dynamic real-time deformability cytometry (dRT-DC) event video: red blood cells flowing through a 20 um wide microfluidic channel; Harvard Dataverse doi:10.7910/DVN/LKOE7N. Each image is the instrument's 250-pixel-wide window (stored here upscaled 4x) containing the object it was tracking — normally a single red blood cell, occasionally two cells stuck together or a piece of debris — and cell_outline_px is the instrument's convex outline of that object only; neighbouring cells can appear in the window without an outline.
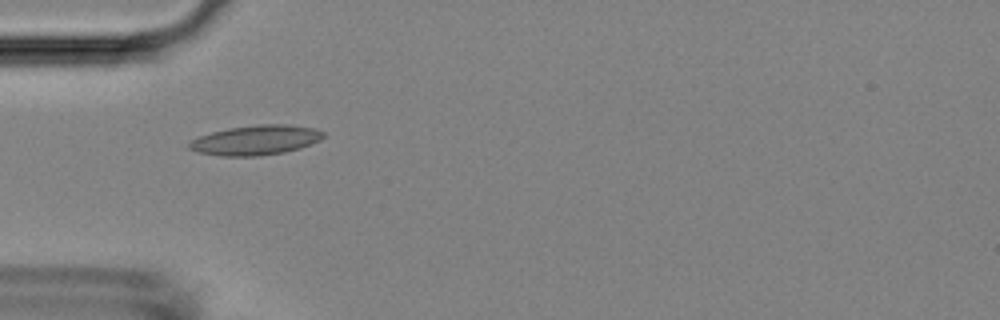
{"species": "Egyptian fruit bat (a non-hibernating species)", "species_latin": "Rousettus aegyptiacus", "temperature_condition": "room temperature", "stored_images_in_passage": 37, "camera_frame_rate_fps": 3000, "um_per_image_px": 0.085, "animal": {"sex": "female"}, "frame": {"image": 1, "passage_image": 1, "time_ms": 0.0, "image_size_px": [1000, 320], "cell_outline_px": [[324, 136], [320, 140], [300, 148], [284, 152], [260, 156], [220, 156], [196, 152], [188, 148], [188, 140], [212, 132], [228, 128], [260, 124], [288, 124], [316, 128], [324, 132]], "centroid_in_image_um": [21.72, 11.91], "position_along_channel_um": 63.3, "area_um2": 23.47}}
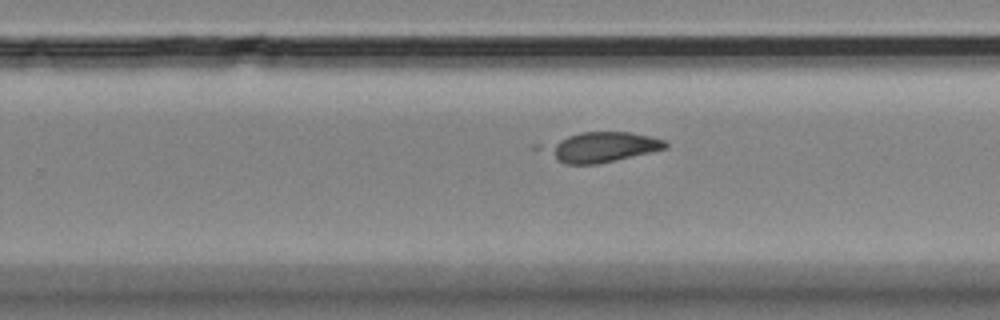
{"frame": {"image": 2, "passage_image": 18, "time_ms": 5.667, "image_size_px": [1000, 320], "cell_outline_px": [[668, 148], [616, 160], [596, 164], [564, 164], [556, 160], [548, 148], [552, 144], [568, 136], [580, 132], [628, 132], [648, 136], [664, 140], [668, 144]], "centroid_in_image_um": [51.28, 12.51], "position_along_channel_um": 278.5, "area_um2": 20.23}}
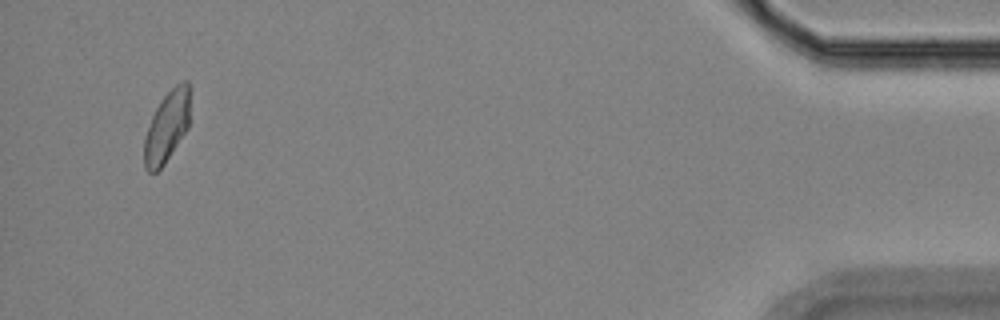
{"frame": {"image": 3, "passage_image": 35, "time_ms": 11.333, "image_size_px": [1000, 320], "cell_outline_px": [[188, 128], [164, 164], [156, 172], [148, 172], [144, 168], [144, 136], [152, 116], [160, 100], [176, 84], [184, 80], [188, 80]], "centroid_in_image_um": [14.15, 10.8], "position_along_channel_um": 421.1, "area_um2": 18.67}}